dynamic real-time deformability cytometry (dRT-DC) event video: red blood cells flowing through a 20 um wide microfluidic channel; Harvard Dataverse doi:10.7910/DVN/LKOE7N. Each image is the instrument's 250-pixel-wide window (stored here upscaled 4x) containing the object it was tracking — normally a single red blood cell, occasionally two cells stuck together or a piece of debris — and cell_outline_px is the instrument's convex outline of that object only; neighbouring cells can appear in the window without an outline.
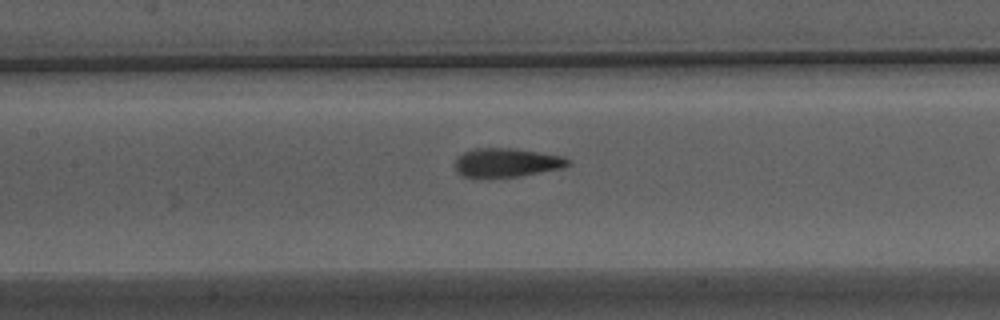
{"species": "Egyptian fruit bat (a non-hibernating species)", "species_latin": "Rousettus aegyptiacus", "temperature_condition": "warm", "stored_images_in_passage": 32, "camera_frame_rate_fps": 3000, "um_per_image_px": 0.085, "animal": {"sex": "male"}, "frame": {"image": 1, "passage_image": 15, "time_ms": 4.667, "image_size_px": [1000, 320], "cell_outline_px": [[572, 164], [564, 168], [516, 176], [480, 180], [472, 180], [460, 176], [456, 172], [456, 156], [464, 152], [476, 148], [512, 148], [564, 156], [572, 160]], "centroid_in_image_um": [43.01, 13.86], "position_along_channel_um": 164.4, "area_um2": 19.77}}
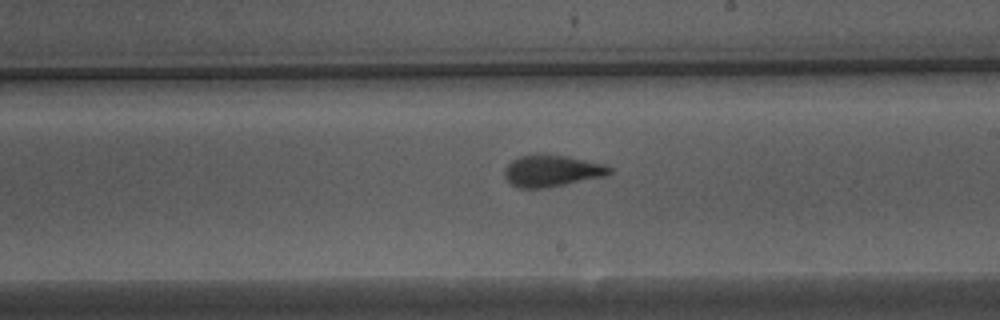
{"frame": {"image": 2, "passage_image": 21, "time_ms": 6.667, "image_size_px": [1000, 320], "cell_outline_px": [[612, 172], [604, 176], [544, 188], [520, 188], [512, 184], [504, 176], [504, 168], [512, 160], [520, 156], [544, 152], [568, 156], [604, 164], [612, 168]], "centroid_in_image_um": [46.88, 14.49], "position_along_channel_um": 242.1, "area_um2": 19.48}}
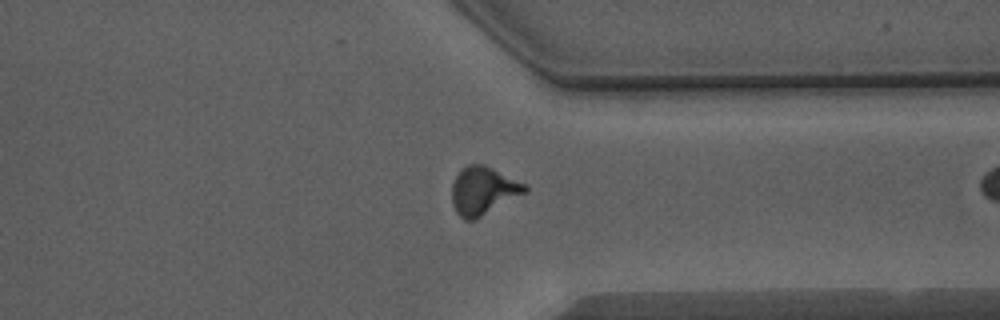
{"frame": {"image": 3, "passage_image": 31, "time_ms": 10.0, "image_size_px": [1000, 320], "cell_outline_px": [[528, 192], [476, 220], [464, 220], [456, 212], [452, 204], [452, 184], [460, 168], [468, 164], [484, 164], [528, 184]], "centroid_in_image_um": [41.1, 16.21], "position_along_channel_um": 370.3, "area_um2": 20.92}}